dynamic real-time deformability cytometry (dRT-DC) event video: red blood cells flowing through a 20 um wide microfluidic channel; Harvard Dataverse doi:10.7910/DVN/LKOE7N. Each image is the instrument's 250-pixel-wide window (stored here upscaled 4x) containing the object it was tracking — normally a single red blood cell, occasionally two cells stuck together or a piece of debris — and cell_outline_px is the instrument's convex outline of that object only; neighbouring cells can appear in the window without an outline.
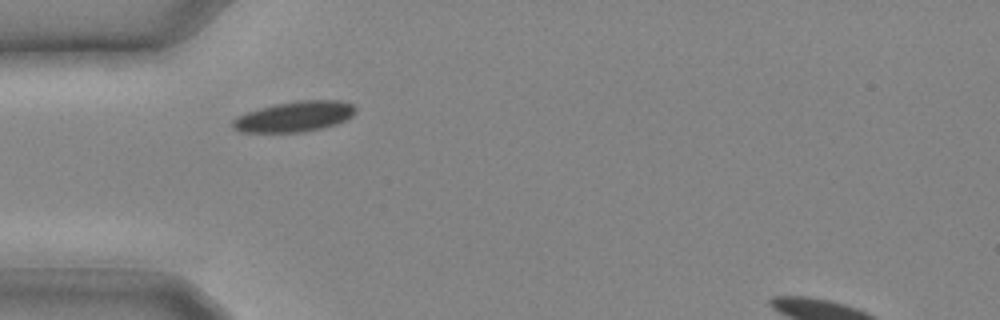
{"species": "common noctule bat (a hibernating species)", "species_latin": "Nyctalus noctula", "temperature_condition": "cold", "stored_images_in_passage": 8, "camera_frame_rate_fps": 3000, "um_per_image_px": 0.085, "animal": {"sex": "male", "body_mass_g": 20.4}, "frame": {"image": 1, "passage_image": 1, "time_ms": 0.0, "image_size_px": [1000, 320], "cell_outline_px": [[356, 112], [352, 116], [336, 124], [304, 132], [240, 132], [232, 128], [232, 120], [236, 116], [260, 108], [276, 104], [300, 100], [340, 100], [352, 104], [356, 108]], "centroid_in_image_um": [25.02, 9.91], "position_along_channel_um": 60.0, "area_um2": 21.73}}
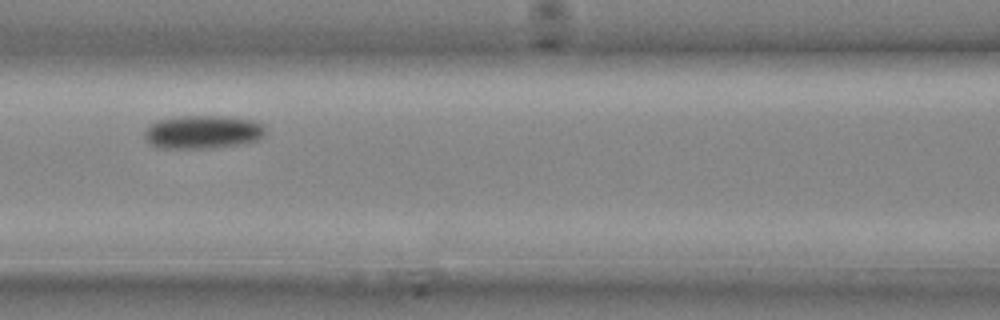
{"frame": {"image": 2, "passage_image": 5, "time_ms": 1.333, "image_size_px": [1000, 320], "cell_outline_px": [[264, 136], [256, 140], [236, 144], [200, 148], [164, 148], [148, 144], [144, 136], [144, 132], [156, 120], [176, 116], [228, 116], [252, 120], [264, 124]], "centroid_in_image_um": [17.2, 11.2], "position_along_channel_um": 149.4, "area_um2": 23.29}}
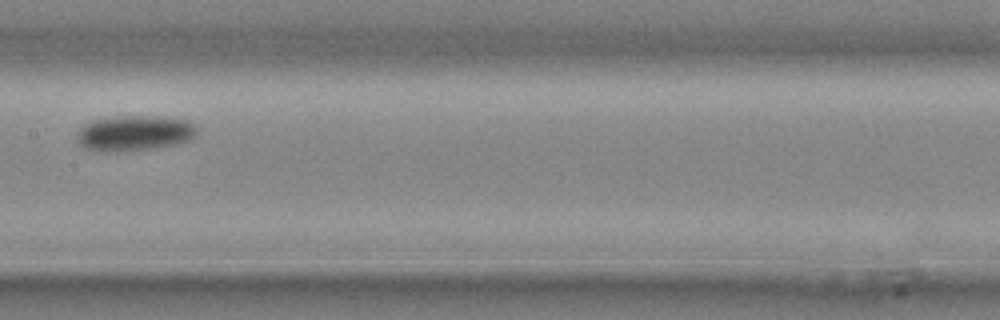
{"frame": {"image": 3, "passage_image": 7, "time_ms": 2.0, "image_size_px": [1000, 320], "cell_outline_px": [[196, 136], [192, 140], [180, 144], [152, 148], [84, 148], [76, 140], [76, 132], [84, 124], [92, 120], [112, 116], [164, 116], [188, 120], [196, 124]], "centroid_in_image_um": [11.52, 11.24], "position_along_channel_um": 195.9, "area_um2": 24.28}}